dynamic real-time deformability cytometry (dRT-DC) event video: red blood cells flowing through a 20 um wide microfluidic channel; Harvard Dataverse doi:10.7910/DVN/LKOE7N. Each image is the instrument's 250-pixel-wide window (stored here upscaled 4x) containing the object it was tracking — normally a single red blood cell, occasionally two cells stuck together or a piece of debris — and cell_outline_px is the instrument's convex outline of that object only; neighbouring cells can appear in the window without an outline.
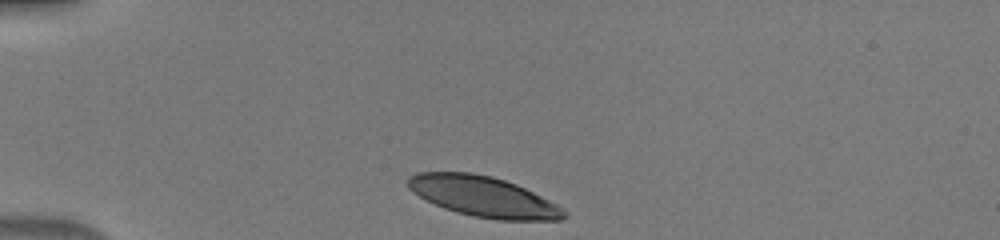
{"species": "human", "species_latin": "Homo sapiens", "temperature_condition": "warm", "stored_images_in_passage": 14, "camera_frame_rate_fps": 3000, "um_per_image_px": 0.085, "donor": {"sex": "male"}, "frame": {"image": 1, "passage_image": 1, "time_ms": 0.0, "image_size_px": [1000, 240], "cell_outline_px": [[568, 216], [560, 220], [496, 220], [472, 216], [456, 212], [444, 208], [412, 192], [408, 188], [408, 176], [416, 172], [472, 172], [492, 176], [516, 184], [556, 204], [568, 212]], "centroid_in_image_um": [41.08, 16.71], "position_along_channel_um": 43.9, "area_um2": 36.7}}
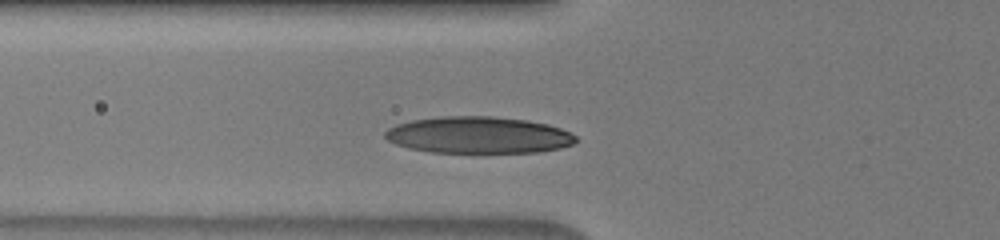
{"frame": {"image": 2, "passage_image": 7, "time_ms": 2.0, "image_size_px": [1000, 240], "cell_outline_px": [[580, 140], [576, 144], [560, 148], [540, 152], [432, 152], [408, 148], [396, 144], [388, 140], [384, 136], [384, 132], [388, 128], [396, 124], [412, 120], [440, 116], [492, 116], [528, 120], [548, 124], [560, 128], [576, 136]], "centroid_in_image_um": [40.69, 11.47], "position_along_channel_um": 85.1, "area_um2": 41.04}}
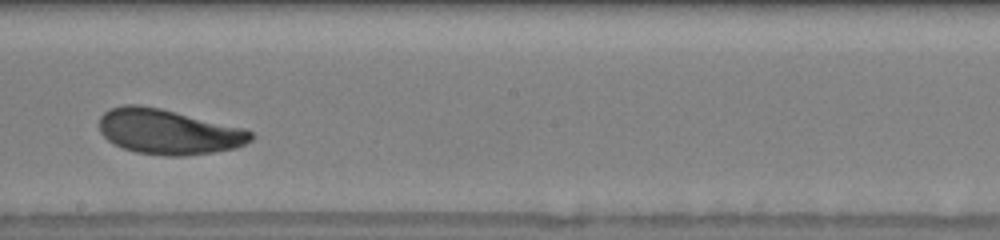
{"frame": {"image": 3, "passage_image": 13, "time_ms": 4.0, "image_size_px": [1000, 240], "cell_outline_px": [[256, 136], [252, 140], [236, 148], [212, 152], [184, 156], [164, 156], [136, 152], [124, 148], [108, 140], [100, 132], [100, 116], [104, 112], [112, 108], [124, 104], [136, 104], [160, 108], [244, 128], [252, 132]], "centroid_in_image_um": [14.33, 11.2], "position_along_channel_um": 233.9, "area_um2": 39.77}}